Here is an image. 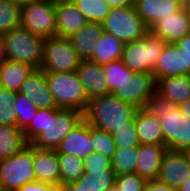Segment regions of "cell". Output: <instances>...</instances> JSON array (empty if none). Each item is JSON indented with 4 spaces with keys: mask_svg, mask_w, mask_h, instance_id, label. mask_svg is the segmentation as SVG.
<instances>
[{
    "mask_svg": "<svg viewBox=\"0 0 190 191\" xmlns=\"http://www.w3.org/2000/svg\"><path fill=\"white\" fill-rule=\"evenodd\" d=\"M177 191H190V178H188Z\"/></svg>",
    "mask_w": 190,
    "mask_h": 191,
    "instance_id": "cell-47",
    "label": "cell"
},
{
    "mask_svg": "<svg viewBox=\"0 0 190 191\" xmlns=\"http://www.w3.org/2000/svg\"><path fill=\"white\" fill-rule=\"evenodd\" d=\"M143 109L159 118L167 149L184 151L190 148V118L178 106L154 92Z\"/></svg>",
    "mask_w": 190,
    "mask_h": 191,
    "instance_id": "cell-2",
    "label": "cell"
},
{
    "mask_svg": "<svg viewBox=\"0 0 190 191\" xmlns=\"http://www.w3.org/2000/svg\"><path fill=\"white\" fill-rule=\"evenodd\" d=\"M150 31L166 43H176L190 34V10L187 4L179 11L160 19Z\"/></svg>",
    "mask_w": 190,
    "mask_h": 191,
    "instance_id": "cell-13",
    "label": "cell"
},
{
    "mask_svg": "<svg viewBox=\"0 0 190 191\" xmlns=\"http://www.w3.org/2000/svg\"><path fill=\"white\" fill-rule=\"evenodd\" d=\"M34 70L31 65L6 59L0 64V87L18 92L21 84Z\"/></svg>",
    "mask_w": 190,
    "mask_h": 191,
    "instance_id": "cell-25",
    "label": "cell"
},
{
    "mask_svg": "<svg viewBox=\"0 0 190 191\" xmlns=\"http://www.w3.org/2000/svg\"><path fill=\"white\" fill-rule=\"evenodd\" d=\"M178 107L185 116L190 118V99L180 104Z\"/></svg>",
    "mask_w": 190,
    "mask_h": 191,
    "instance_id": "cell-45",
    "label": "cell"
},
{
    "mask_svg": "<svg viewBox=\"0 0 190 191\" xmlns=\"http://www.w3.org/2000/svg\"><path fill=\"white\" fill-rule=\"evenodd\" d=\"M34 147L26 144L17 154L0 160V185L5 191H17L35 182Z\"/></svg>",
    "mask_w": 190,
    "mask_h": 191,
    "instance_id": "cell-6",
    "label": "cell"
},
{
    "mask_svg": "<svg viewBox=\"0 0 190 191\" xmlns=\"http://www.w3.org/2000/svg\"><path fill=\"white\" fill-rule=\"evenodd\" d=\"M13 109L17 115L16 126L23 131L39 108L29 97L16 92Z\"/></svg>",
    "mask_w": 190,
    "mask_h": 191,
    "instance_id": "cell-33",
    "label": "cell"
},
{
    "mask_svg": "<svg viewBox=\"0 0 190 191\" xmlns=\"http://www.w3.org/2000/svg\"><path fill=\"white\" fill-rule=\"evenodd\" d=\"M84 172H97L112 170L111 158L107 155L92 152L88 157L83 159Z\"/></svg>",
    "mask_w": 190,
    "mask_h": 191,
    "instance_id": "cell-39",
    "label": "cell"
},
{
    "mask_svg": "<svg viewBox=\"0 0 190 191\" xmlns=\"http://www.w3.org/2000/svg\"><path fill=\"white\" fill-rule=\"evenodd\" d=\"M183 53L175 43H166L152 73L154 81L186 75V58Z\"/></svg>",
    "mask_w": 190,
    "mask_h": 191,
    "instance_id": "cell-18",
    "label": "cell"
},
{
    "mask_svg": "<svg viewBox=\"0 0 190 191\" xmlns=\"http://www.w3.org/2000/svg\"><path fill=\"white\" fill-rule=\"evenodd\" d=\"M21 26V4L12 0H0V34H6Z\"/></svg>",
    "mask_w": 190,
    "mask_h": 191,
    "instance_id": "cell-31",
    "label": "cell"
},
{
    "mask_svg": "<svg viewBox=\"0 0 190 191\" xmlns=\"http://www.w3.org/2000/svg\"><path fill=\"white\" fill-rule=\"evenodd\" d=\"M124 46V42L104 31L95 43L94 52L89 60L100 65L120 60Z\"/></svg>",
    "mask_w": 190,
    "mask_h": 191,
    "instance_id": "cell-26",
    "label": "cell"
},
{
    "mask_svg": "<svg viewBox=\"0 0 190 191\" xmlns=\"http://www.w3.org/2000/svg\"><path fill=\"white\" fill-rule=\"evenodd\" d=\"M190 178V163L183 151L167 150L157 180L178 190Z\"/></svg>",
    "mask_w": 190,
    "mask_h": 191,
    "instance_id": "cell-12",
    "label": "cell"
},
{
    "mask_svg": "<svg viewBox=\"0 0 190 191\" xmlns=\"http://www.w3.org/2000/svg\"><path fill=\"white\" fill-rule=\"evenodd\" d=\"M6 58L40 69L43 58L44 38L26 29L15 28L4 34Z\"/></svg>",
    "mask_w": 190,
    "mask_h": 191,
    "instance_id": "cell-7",
    "label": "cell"
},
{
    "mask_svg": "<svg viewBox=\"0 0 190 191\" xmlns=\"http://www.w3.org/2000/svg\"><path fill=\"white\" fill-rule=\"evenodd\" d=\"M82 119V113L75 109L39 108L23 130L24 139L37 149L56 150Z\"/></svg>",
    "mask_w": 190,
    "mask_h": 191,
    "instance_id": "cell-1",
    "label": "cell"
},
{
    "mask_svg": "<svg viewBox=\"0 0 190 191\" xmlns=\"http://www.w3.org/2000/svg\"><path fill=\"white\" fill-rule=\"evenodd\" d=\"M155 92L175 106H179L190 99V75L157 79Z\"/></svg>",
    "mask_w": 190,
    "mask_h": 191,
    "instance_id": "cell-22",
    "label": "cell"
},
{
    "mask_svg": "<svg viewBox=\"0 0 190 191\" xmlns=\"http://www.w3.org/2000/svg\"><path fill=\"white\" fill-rule=\"evenodd\" d=\"M134 118L140 144L165 145L159 118L144 109H138Z\"/></svg>",
    "mask_w": 190,
    "mask_h": 191,
    "instance_id": "cell-24",
    "label": "cell"
},
{
    "mask_svg": "<svg viewBox=\"0 0 190 191\" xmlns=\"http://www.w3.org/2000/svg\"><path fill=\"white\" fill-rule=\"evenodd\" d=\"M112 138L116 144V148L139 146L140 142L137 135L135 118L130 122H126V126H122L114 131Z\"/></svg>",
    "mask_w": 190,
    "mask_h": 191,
    "instance_id": "cell-36",
    "label": "cell"
},
{
    "mask_svg": "<svg viewBox=\"0 0 190 191\" xmlns=\"http://www.w3.org/2000/svg\"><path fill=\"white\" fill-rule=\"evenodd\" d=\"M138 146L116 148L111 157V168L116 176L120 174L135 173Z\"/></svg>",
    "mask_w": 190,
    "mask_h": 191,
    "instance_id": "cell-30",
    "label": "cell"
},
{
    "mask_svg": "<svg viewBox=\"0 0 190 191\" xmlns=\"http://www.w3.org/2000/svg\"><path fill=\"white\" fill-rule=\"evenodd\" d=\"M21 27L44 39L56 36L54 0H29L22 4Z\"/></svg>",
    "mask_w": 190,
    "mask_h": 191,
    "instance_id": "cell-9",
    "label": "cell"
},
{
    "mask_svg": "<svg viewBox=\"0 0 190 191\" xmlns=\"http://www.w3.org/2000/svg\"><path fill=\"white\" fill-rule=\"evenodd\" d=\"M0 191H5L4 188L0 185Z\"/></svg>",
    "mask_w": 190,
    "mask_h": 191,
    "instance_id": "cell-53",
    "label": "cell"
},
{
    "mask_svg": "<svg viewBox=\"0 0 190 191\" xmlns=\"http://www.w3.org/2000/svg\"><path fill=\"white\" fill-rule=\"evenodd\" d=\"M108 191H118V189H117L115 186H113V187L110 188Z\"/></svg>",
    "mask_w": 190,
    "mask_h": 191,
    "instance_id": "cell-51",
    "label": "cell"
},
{
    "mask_svg": "<svg viewBox=\"0 0 190 191\" xmlns=\"http://www.w3.org/2000/svg\"><path fill=\"white\" fill-rule=\"evenodd\" d=\"M167 150L165 145L140 144L135 173L146 180H157Z\"/></svg>",
    "mask_w": 190,
    "mask_h": 191,
    "instance_id": "cell-16",
    "label": "cell"
},
{
    "mask_svg": "<svg viewBox=\"0 0 190 191\" xmlns=\"http://www.w3.org/2000/svg\"><path fill=\"white\" fill-rule=\"evenodd\" d=\"M147 180L137 173L120 174L116 176L115 187L118 191H145Z\"/></svg>",
    "mask_w": 190,
    "mask_h": 191,
    "instance_id": "cell-38",
    "label": "cell"
},
{
    "mask_svg": "<svg viewBox=\"0 0 190 191\" xmlns=\"http://www.w3.org/2000/svg\"><path fill=\"white\" fill-rule=\"evenodd\" d=\"M33 170L36 181L60 186V170L56 150L34 147Z\"/></svg>",
    "mask_w": 190,
    "mask_h": 191,
    "instance_id": "cell-21",
    "label": "cell"
},
{
    "mask_svg": "<svg viewBox=\"0 0 190 191\" xmlns=\"http://www.w3.org/2000/svg\"><path fill=\"white\" fill-rule=\"evenodd\" d=\"M80 62L81 59L69 38L56 35L44 40L43 58L40 66L44 72H73L77 70Z\"/></svg>",
    "mask_w": 190,
    "mask_h": 191,
    "instance_id": "cell-10",
    "label": "cell"
},
{
    "mask_svg": "<svg viewBox=\"0 0 190 191\" xmlns=\"http://www.w3.org/2000/svg\"><path fill=\"white\" fill-rule=\"evenodd\" d=\"M110 8L135 6L136 0H104Z\"/></svg>",
    "mask_w": 190,
    "mask_h": 191,
    "instance_id": "cell-43",
    "label": "cell"
},
{
    "mask_svg": "<svg viewBox=\"0 0 190 191\" xmlns=\"http://www.w3.org/2000/svg\"><path fill=\"white\" fill-rule=\"evenodd\" d=\"M102 25L105 32L124 43L140 40L150 31L135 6L111 8Z\"/></svg>",
    "mask_w": 190,
    "mask_h": 191,
    "instance_id": "cell-8",
    "label": "cell"
},
{
    "mask_svg": "<svg viewBox=\"0 0 190 191\" xmlns=\"http://www.w3.org/2000/svg\"><path fill=\"white\" fill-rule=\"evenodd\" d=\"M73 4L88 22L103 23L110 13V6L104 0H74Z\"/></svg>",
    "mask_w": 190,
    "mask_h": 191,
    "instance_id": "cell-32",
    "label": "cell"
},
{
    "mask_svg": "<svg viewBox=\"0 0 190 191\" xmlns=\"http://www.w3.org/2000/svg\"><path fill=\"white\" fill-rule=\"evenodd\" d=\"M103 69L108 84V94L112 93L127 78L128 74L134 73L123 64L121 59L104 64Z\"/></svg>",
    "mask_w": 190,
    "mask_h": 191,
    "instance_id": "cell-34",
    "label": "cell"
},
{
    "mask_svg": "<svg viewBox=\"0 0 190 191\" xmlns=\"http://www.w3.org/2000/svg\"><path fill=\"white\" fill-rule=\"evenodd\" d=\"M76 73L88 99L108 94V84L103 65L90 60H81Z\"/></svg>",
    "mask_w": 190,
    "mask_h": 191,
    "instance_id": "cell-17",
    "label": "cell"
},
{
    "mask_svg": "<svg viewBox=\"0 0 190 191\" xmlns=\"http://www.w3.org/2000/svg\"><path fill=\"white\" fill-rule=\"evenodd\" d=\"M16 92L0 87V125L16 126L17 115L14 112Z\"/></svg>",
    "mask_w": 190,
    "mask_h": 191,
    "instance_id": "cell-35",
    "label": "cell"
},
{
    "mask_svg": "<svg viewBox=\"0 0 190 191\" xmlns=\"http://www.w3.org/2000/svg\"><path fill=\"white\" fill-rule=\"evenodd\" d=\"M166 42L149 31L140 40L125 43L121 60L135 73H153Z\"/></svg>",
    "mask_w": 190,
    "mask_h": 191,
    "instance_id": "cell-4",
    "label": "cell"
},
{
    "mask_svg": "<svg viewBox=\"0 0 190 191\" xmlns=\"http://www.w3.org/2000/svg\"><path fill=\"white\" fill-rule=\"evenodd\" d=\"M26 144L17 126L0 125V160L17 154Z\"/></svg>",
    "mask_w": 190,
    "mask_h": 191,
    "instance_id": "cell-28",
    "label": "cell"
},
{
    "mask_svg": "<svg viewBox=\"0 0 190 191\" xmlns=\"http://www.w3.org/2000/svg\"><path fill=\"white\" fill-rule=\"evenodd\" d=\"M17 191H59V186L35 181L25 184Z\"/></svg>",
    "mask_w": 190,
    "mask_h": 191,
    "instance_id": "cell-40",
    "label": "cell"
},
{
    "mask_svg": "<svg viewBox=\"0 0 190 191\" xmlns=\"http://www.w3.org/2000/svg\"><path fill=\"white\" fill-rule=\"evenodd\" d=\"M6 59L5 38L4 34H0V64Z\"/></svg>",
    "mask_w": 190,
    "mask_h": 191,
    "instance_id": "cell-44",
    "label": "cell"
},
{
    "mask_svg": "<svg viewBox=\"0 0 190 191\" xmlns=\"http://www.w3.org/2000/svg\"><path fill=\"white\" fill-rule=\"evenodd\" d=\"M92 149L96 153L113 156L116 151V144L111 133H107L91 126Z\"/></svg>",
    "mask_w": 190,
    "mask_h": 191,
    "instance_id": "cell-37",
    "label": "cell"
},
{
    "mask_svg": "<svg viewBox=\"0 0 190 191\" xmlns=\"http://www.w3.org/2000/svg\"><path fill=\"white\" fill-rule=\"evenodd\" d=\"M187 157L188 162L190 163V148H187L183 151Z\"/></svg>",
    "mask_w": 190,
    "mask_h": 191,
    "instance_id": "cell-48",
    "label": "cell"
},
{
    "mask_svg": "<svg viewBox=\"0 0 190 191\" xmlns=\"http://www.w3.org/2000/svg\"><path fill=\"white\" fill-rule=\"evenodd\" d=\"M137 110L131 104L120 101L109 93L89 98L82 116L92 127L112 134L126 126V122L134 118Z\"/></svg>",
    "mask_w": 190,
    "mask_h": 191,
    "instance_id": "cell-3",
    "label": "cell"
},
{
    "mask_svg": "<svg viewBox=\"0 0 190 191\" xmlns=\"http://www.w3.org/2000/svg\"><path fill=\"white\" fill-rule=\"evenodd\" d=\"M145 191H177L158 180H147Z\"/></svg>",
    "mask_w": 190,
    "mask_h": 191,
    "instance_id": "cell-42",
    "label": "cell"
},
{
    "mask_svg": "<svg viewBox=\"0 0 190 191\" xmlns=\"http://www.w3.org/2000/svg\"><path fill=\"white\" fill-rule=\"evenodd\" d=\"M46 78L57 107L85 111L88 97L76 71L46 73Z\"/></svg>",
    "mask_w": 190,
    "mask_h": 191,
    "instance_id": "cell-5",
    "label": "cell"
},
{
    "mask_svg": "<svg viewBox=\"0 0 190 191\" xmlns=\"http://www.w3.org/2000/svg\"><path fill=\"white\" fill-rule=\"evenodd\" d=\"M12 1L17 2L22 5L24 3H27L29 0H12Z\"/></svg>",
    "mask_w": 190,
    "mask_h": 191,
    "instance_id": "cell-49",
    "label": "cell"
},
{
    "mask_svg": "<svg viewBox=\"0 0 190 191\" xmlns=\"http://www.w3.org/2000/svg\"><path fill=\"white\" fill-rule=\"evenodd\" d=\"M56 35L69 38L88 22L73 2H55Z\"/></svg>",
    "mask_w": 190,
    "mask_h": 191,
    "instance_id": "cell-20",
    "label": "cell"
},
{
    "mask_svg": "<svg viewBox=\"0 0 190 191\" xmlns=\"http://www.w3.org/2000/svg\"><path fill=\"white\" fill-rule=\"evenodd\" d=\"M60 170V186L76 182L84 174L83 159L71 154L57 153Z\"/></svg>",
    "mask_w": 190,
    "mask_h": 191,
    "instance_id": "cell-29",
    "label": "cell"
},
{
    "mask_svg": "<svg viewBox=\"0 0 190 191\" xmlns=\"http://www.w3.org/2000/svg\"><path fill=\"white\" fill-rule=\"evenodd\" d=\"M116 174L113 170L84 172L74 183L73 188H85L88 191H108L115 185Z\"/></svg>",
    "mask_w": 190,
    "mask_h": 191,
    "instance_id": "cell-27",
    "label": "cell"
},
{
    "mask_svg": "<svg viewBox=\"0 0 190 191\" xmlns=\"http://www.w3.org/2000/svg\"><path fill=\"white\" fill-rule=\"evenodd\" d=\"M91 144V125L82 119L60 142L56 152L71 154L84 159L94 152Z\"/></svg>",
    "mask_w": 190,
    "mask_h": 191,
    "instance_id": "cell-14",
    "label": "cell"
},
{
    "mask_svg": "<svg viewBox=\"0 0 190 191\" xmlns=\"http://www.w3.org/2000/svg\"><path fill=\"white\" fill-rule=\"evenodd\" d=\"M18 93L29 97L38 108H56V102L49 90L46 72L35 69L21 84Z\"/></svg>",
    "mask_w": 190,
    "mask_h": 191,
    "instance_id": "cell-15",
    "label": "cell"
},
{
    "mask_svg": "<svg viewBox=\"0 0 190 191\" xmlns=\"http://www.w3.org/2000/svg\"><path fill=\"white\" fill-rule=\"evenodd\" d=\"M185 0H136L135 8L150 29L160 19L179 11Z\"/></svg>",
    "mask_w": 190,
    "mask_h": 191,
    "instance_id": "cell-19",
    "label": "cell"
},
{
    "mask_svg": "<svg viewBox=\"0 0 190 191\" xmlns=\"http://www.w3.org/2000/svg\"><path fill=\"white\" fill-rule=\"evenodd\" d=\"M175 44L184 52L183 54L186 58V75H190V34L185 35Z\"/></svg>",
    "mask_w": 190,
    "mask_h": 191,
    "instance_id": "cell-41",
    "label": "cell"
},
{
    "mask_svg": "<svg viewBox=\"0 0 190 191\" xmlns=\"http://www.w3.org/2000/svg\"><path fill=\"white\" fill-rule=\"evenodd\" d=\"M59 191H88L85 188H73L71 185L59 186Z\"/></svg>",
    "mask_w": 190,
    "mask_h": 191,
    "instance_id": "cell-46",
    "label": "cell"
},
{
    "mask_svg": "<svg viewBox=\"0 0 190 191\" xmlns=\"http://www.w3.org/2000/svg\"><path fill=\"white\" fill-rule=\"evenodd\" d=\"M155 92L152 73L128 74L127 78L112 92L120 101L143 109L146 100Z\"/></svg>",
    "mask_w": 190,
    "mask_h": 191,
    "instance_id": "cell-11",
    "label": "cell"
},
{
    "mask_svg": "<svg viewBox=\"0 0 190 191\" xmlns=\"http://www.w3.org/2000/svg\"><path fill=\"white\" fill-rule=\"evenodd\" d=\"M74 0H54V2H73Z\"/></svg>",
    "mask_w": 190,
    "mask_h": 191,
    "instance_id": "cell-50",
    "label": "cell"
},
{
    "mask_svg": "<svg viewBox=\"0 0 190 191\" xmlns=\"http://www.w3.org/2000/svg\"><path fill=\"white\" fill-rule=\"evenodd\" d=\"M186 4H187V6H188V8H189V10H190V0H187V1H186Z\"/></svg>",
    "mask_w": 190,
    "mask_h": 191,
    "instance_id": "cell-52",
    "label": "cell"
},
{
    "mask_svg": "<svg viewBox=\"0 0 190 191\" xmlns=\"http://www.w3.org/2000/svg\"><path fill=\"white\" fill-rule=\"evenodd\" d=\"M103 32L101 23L87 22L81 30L69 37L81 60H89L92 57L95 43Z\"/></svg>",
    "mask_w": 190,
    "mask_h": 191,
    "instance_id": "cell-23",
    "label": "cell"
}]
</instances>
